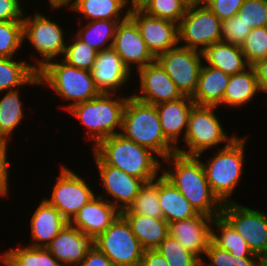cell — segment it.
<instances>
[{"label":"cell","instance_id":"cell-55","mask_svg":"<svg viewBox=\"0 0 267 266\" xmlns=\"http://www.w3.org/2000/svg\"><path fill=\"white\" fill-rule=\"evenodd\" d=\"M202 266H208V264L204 263V261H202Z\"/></svg>","mask_w":267,"mask_h":266},{"label":"cell","instance_id":"cell-45","mask_svg":"<svg viewBox=\"0 0 267 266\" xmlns=\"http://www.w3.org/2000/svg\"><path fill=\"white\" fill-rule=\"evenodd\" d=\"M20 0H0V22H23Z\"/></svg>","mask_w":267,"mask_h":266},{"label":"cell","instance_id":"cell-30","mask_svg":"<svg viewBox=\"0 0 267 266\" xmlns=\"http://www.w3.org/2000/svg\"><path fill=\"white\" fill-rule=\"evenodd\" d=\"M125 0H74L70 10L80 13V16L94 20L123 21L129 16V11L120 15L125 8ZM82 14V15H81Z\"/></svg>","mask_w":267,"mask_h":266},{"label":"cell","instance_id":"cell-27","mask_svg":"<svg viewBox=\"0 0 267 266\" xmlns=\"http://www.w3.org/2000/svg\"><path fill=\"white\" fill-rule=\"evenodd\" d=\"M259 92L257 75L253 65L229 78V83L223 95L222 105L236 108L250 102Z\"/></svg>","mask_w":267,"mask_h":266},{"label":"cell","instance_id":"cell-13","mask_svg":"<svg viewBox=\"0 0 267 266\" xmlns=\"http://www.w3.org/2000/svg\"><path fill=\"white\" fill-rule=\"evenodd\" d=\"M95 194L87 182L69 168L61 167L50 199L44 198L70 222Z\"/></svg>","mask_w":267,"mask_h":266},{"label":"cell","instance_id":"cell-23","mask_svg":"<svg viewBox=\"0 0 267 266\" xmlns=\"http://www.w3.org/2000/svg\"><path fill=\"white\" fill-rule=\"evenodd\" d=\"M69 222L44 198L31 217L32 247H44L59 234Z\"/></svg>","mask_w":267,"mask_h":266},{"label":"cell","instance_id":"cell-32","mask_svg":"<svg viewBox=\"0 0 267 266\" xmlns=\"http://www.w3.org/2000/svg\"><path fill=\"white\" fill-rule=\"evenodd\" d=\"M121 21L94 20L88 21L79 29L76 36L87 43L96 52L112 48L115 31ZM111 40V42L109 41ZM109 43L108 45L106 43Z\"/></svg>","mask_w":267,"mask_h":266},{"label":"cell","instance_id":"cell-6","mask_svg":"<svg viewBox=\"0 0 267 266\" xmlns=\"http://www.w3.org/2000/svg\"><path fill=\"white\" fill-rule=\"evenodd\" d=\"M246 138H234L217 149L214 157L203 163L205 174L214 195L222 204L234 202L230 198L243 172Z\"/></svg>","mask_w":267,"mask_h":266},{"label":"cell","instance_id":"cell-9","mask_svg":"<svg viewBox=\"0 0 267 266\" xmlns=\"http://www.w3.org/2000/svg\"><path fill=\"white\" fill-rule=\"evenodd\" d=\"M221 31L222 21L204 3L202 6L201 3L189 4L178 23V43L183 42L182 47L203 52L220 41Z\"/></svg>","mask_w":267,"mask_h":266},{"label":"cell","instance_id":"cell-34","mask_svg":"<svg viewBox=\"0 0 267 266\" xmlns=\"http://www.w3.org/2000/svg\"><path fill=\"white\" fill-rule=\"evenodd\" d=\"M121 214H139L164 219L158 199V177L145 182L141 186L137 197Z\"/></svg>","mask_w":267,"mask_h":266},{"label":"cell","instance_id":"cell-37","mask_svg":"<svg viewBox=\"0 0 267 266\" xmlns=\"http://www.w3.org/2000/svg\"><path fill=\"white\" fill-rule=\"evenodd\" d=\"M71 43L66 45L62 60L79 69L92 71L97 52L77 36Z\"/></svg>","mask_w":267,"mask_h":266},{"label":"cell","instance_id":"cell-31","mask_svg":"<svg viewBox=\"0 0 267 266\" xmlns=\"http://www.w3.org/2000/svg\"><path fill=\"white\" fill-rule=\"evenodd\" d=\"M212 242L235 257H259L250 250L245 239L239 235L234 228L222 217H215L212 224ZM219 230V235L213 227Z\"/></svg>","mask_w":267,"mask_h":266},{"label":"cell","instance_id":"cell-24","mask_svg":"<svg viewBox=\"0 0 267 266\" xmlns=\"http://www.w3.org/2000/svg\"><path fill=\"white\" fill-rule=\"evenodd\" d=\"M230 75L209 65H202L196 90L191 97L195 105L218 107L222 105L223 95Z\"/></svg>","mask_w":267,"mask_h":266},{"label":"cell","instance_id":"cell-17","mask_svg":"<svg viewBox=\"0 0 267 266\" xmlns=\"http://www.w3.org/2000/svg\"><path fill=\"white\" fill-rule=\"evenodd\" d=\"M138 73L141 94H133L136 99L157 105L183 97L157 60L139 69Z\"/></svg>","mask_w":267,"mask_h":266},{"label":"cell","instance_id":"cell-54","mask_svg":"<svg viewBox=\"0 0 267 266\" xmlns=\"http://www.w3.org/2000/svg\"><path fill=\"white\" fill-rule=\"evenodd\" d=\"M188 4H197V3H203L204 0H185Z\"/></svg>","mask_w":267,"mask_h":266},{"label":"cell","instance_id":"cell-5","mask_svg":"<svg viewBox=\"0 0 267 266\" xmlns=\"http://www.w3.org/2000/svg\"><path fill=\"white\" fill-rule=\"evenodd\" d=\"M38 74L40 85H48L62 99L72 100V103L65 106L66 110L101 93L94 83L91 71L71 66L62 59L60 62H48Z\"/></svg>","mask_w":267,"mask_h":266},{"label":"cell","instance_id":"cell-7","mask_svg":"<svg viewBox=\"0 0 267 266\" xmlns=\"http://www.w3.org/2000/svg\"><path fill=\"white\" fill-rule=\"evenodd\" d=\"M213 106L194 105L188 118V126L183 141L188 150L176 147V153L201 157V154L221 143L229 144L236 136L226 135Z\"/></svg>","mask_w":267,"mask_h":266},{"label":"cell","instance_id":"cell-43","mask_svg":"<svg viewBox=\"0 0 267 266\" xmlns=\"http://www.w3.org/2000/svg\"><path fill=\"white\" fill-rule=\"evenodd\" d=\"M251 30V27L243 19L235 15L222 21L220 42L241 46Z\"/></svg>","mask_w":267,"mask_h":266},{"label":"cell","instance_id":"cell-15","mask_svg":"<svg viewBox=\"0 0 267 266\" xmlns=\"http://www.w3.org/2000/svg\"><path fill=\"white\" fill-rule=\"evenodd\" d=\"M112 49L130 72L133 64H136L138 71L156 60L142 39L136 23L129 16L118 23Z\"/></svg>","mask_w":267,"mask_h":266},{"label":"cell","instance_id":"cell-12","mask_svg":"<svg viewBox=\"0 0 267 266\" xmlns=\"http://www.w3.org/2000/svg\"><path fill=\"white\" fill-rule=\"evenodd\" d=\"M23 37L28 39L36 52L43 57L36 66L38 72L48 62L63 56L66 48L63 29L49 18L36 12L34 17L23 16Z\"/></svg>","mask_w":267,"mask_h":266},{"label":"cell","instance_id":"cell-48","mask_svg":"<svg viewBox=\"0 0 267 266\" xmlns=\"http://www.w3.org/2000/svg\"><path fill=\"white\" fill-rule=\"evenodd\" d=\"M140 266H169L165 257L157 249H146Z\"/></svg>","mask_w":267,"mask_h":266},{"label":"cell","instance_id":"cell-46","mask_svg":"<svg viewBox=\"0 0 267 266\" xmlns=\"http://www.w3.org/2000/svg\"><path fill=\"white\" fill-rule=\"evenodd\" d=\"M7 143L0 141V196H6L9 192V161L7 160Z\"/></svg>","mask_w":267,"mask_h":266},{"label":"cell","instance_id":"cell-25","mask_svg":"<svg viewBox=\"0 0 267 266\" xmlns=\"http://www.w3.org/2000/svg\"><path fill=\"white\" fill-rule=\"evenodd\" d=\"M158 199L163 218L168 223L193 218L199 214L183 194L162 174L158 177Z\"/></svg>","mask_w":267,"mask_h":266},{"label":"cell","instance_id":"cell-38","mask_svg":"<svg viewBox=\"0 0 267 266\" xmlns=\"http://www.w3.org/2000/svg\"><path fill=\"white\" fill-rule=\"evenodd\" d=\"M185 0H150L142 9L147 14L179 23L188 8Z\"/></svg>","mask_w":267,"mask_h":266},{"label":"cell","instance_id":"cell-39","mask_svg":"<svg viewBox=\"0 0 267 266\" xmlns=\"http://www.w3.org/2000/svg\"><path fill=\"white\" fill-rule=\"evenodd\" d=\"M22 42L23 22H0V58L14 57Z\"/></svg>","mask_w":267,"mask_h":266},{"label":"cell","instance_id":"cell-19","mask_svg":"<svg viewBox=\"0 0 267 266\" xmlns=\"http://www.w3.org/2000/svg\"><path fill=\"white\" fill-rule=\"evenodd\" d=\"M121 212L102 196H94L69 222L94 240L103 233Z\"/></svg>","mask_w":267,"mask_h":266},{"label":"cell","instance_id":"cell-21","mask_svg":"<svg viewBox=\"0 0 267 266\" xmlns=\"http://www.w3.org/2000/svg\"><path fill=\"white\" fill-rule=\"evenodd\" d=\"M94 83L101 93H115L131 76L119 55L112 49L97 52L92 69Z\"/></svg>","mask_w":267,"mask_h":266},{"label":"cell","instance_id":"cell-35","mask_svg":"<svg viewBox=\"0 0 267 266\" xmlns=\"http://www.w3.org/2000/svg\"><path fill=\"white\" fill-rule=\"evenodd\" d=\"M3 256L13 266H64L44 247H18L5 251Z\"/></svg>","mask_w":267,"mask_h":266},{"label":"cell","instance_id":"cell-16","mask_svg":"<svg viewBox=\"0 0 267 266\" xmlns=\"http://www.w3.org/2000/svg\"><path fill=\"white\" fill-rule=\"evenodd\" d=\"M94 156L106 195L114 198V201L109 199V202L120 212L126 210L137 197L145 182L118 168L107 165L95 152Z\"/></svg>","mask_w":267,"mask_h":266},{"label":"cell","instance_id":"cell-8","mask_svg":"<svg viewBox=\"0 0 267 266\" xmlns=\"http://www.w3.org/2000/svg\"><path fill=\"white\" fill-rule=\"evenodd\" d=\"M93 245L116 266H140L145 251L121 213L93 240Z\"/></svg>","mask_w":267,"mask_h":266},{"label":"cell","instance_id":"cell-52","mask_svg":"<svg viewBox=\"0 0 267 266\" xmlns=\"http://www.w3.org/2000/svg\"><path fill=\"white\" fill-rule=\"evenodd\" d=\"M255 266H267V256H259Z\"/></svg>","mask_w":267,"mask_h":266},{"label":"cell","instance_id":"cell-47","mask_svg":"<svg viewBox=\"0 0 267 266\" xmlns=\"http://www.w3.org/2000/svg\"><path fill=\"white\" fill-rule=\"evenodd\" d=\"M79 266H116L109 258L94 245L87 251L85 258Z\"/></svg>","mask_w":267,"mask_h":266},{"label":"cell","instance_id":"cell-53","mask_svg":"<svg viewBox=\"0 0 267 266\" xmlns=\"http://www.w3.org/2000/svg\"><path fill=\"white\" fill-rule=\"evenodd\" d=\"M0 261H1V264L3 263L4 265L3 266H13L7 258H5V256L3 255H0ZM2 266V265H1Z\"/></svg>","mask_w":267,"mask_h":266},{"label":"cell","instance_id":"cell-41","mask_svg":"<svg viewBox=\"0 0 267 266\" xmlns=\"http://www.w3.org/2000/svg\"><path fill=\"white\" fill-rule=\"evenodd\" d=\"M237 15L251 29L267 26V2L265 0H244Z\"/></svg>","mask_w":267,"mask_h":266},{"label":"cell","instance_id":"cell-44","mask_svg":"<svg viewBox=\"0 0 267 266\" xmlns=\"http://www.w3.org/2000/svg\"><path fill=\"white\" fill-rule=\"evenodd\" d=\"M203 3L223 21L237 15L244 0H204Z\"/></svg>","mask_w":267,"mask_h":266},{"label":"cell","instance_id":"cell-22","mask_svg":"<svg viewBox=\"0 0 267 266\" xmlns=\"http://www.w3.org/2000/svg\"><path fill=\"white\" fill-rule=\"evenodd\" d=\"M194 105V101L188 96L156 105L163 135L175 148L183 130L182 138L185 137L189 114Z\"/></svg>","mask_w":267,"mask_h":266},{"label":"cell","instance_id":"cell-36","mask_svg":"<svg viewBox=\"0 0 267 266\" xmlns=\"http://www.w3.org/2000/svg\"><path fill=\"white\" fill-rule=\"evenodd\" d=\"M156 249L165 257L169 266H202V261L196 255L170 235Z\"/></svg>","mask_w":267,"mask_h":266},{"label":"cell","instance_id":"cell-29","mask_svg":"<svg viewBox=\"0 0 267 266\" xmlns=\"http://www.w3.org/2000/svg\"><path fill=\"white\" fill-rule=\"evenodd\" d=\"M27 84L40 85L36 65L15 61L13 57L0 58V93Z\"/></svg>","mask_w":267,"mask_h":266},{"label":"cell","instance_id":"cell-40","mask_svg":"<svg viewBox=\"0 0 267 266\" xmlns=\"http://www.w3.org/2000/svg\"><path fill=\"white\" fill-rule=\"evenodd\" d=\"M240 48L249 65L267 58V26L252 29Z\"/></svg>","mask_w":267,"mask_h":266},{"label":"cell","instance_id":"cell-3","mask_svg":"<svg viewBox=\"0 0 267 266\" xmlns=\"http://www.w3.org/2000/svg\"><path fill=\"white\" fill-rule=\"evenodd\" d=\"M92 150L107 165L118 168L144 182L159 177V170L162 168V162L152 155L153 151L136 144L120 133L101 140Z\"/></svg>","mask_w":267,"mask_h":266},{"label":"cell","instance_id":"cell-1","mask_svg":"<svg viewBox=\"0 0 267 266\" xmlns=\"http://www.w3.org/2000/svg\"><path fill=\"white\" fill-rule=\"evenodd\" d=\"M163 161L169 165L173 163L174 168L164 170L162 175L183 194L198 213L213 218L221 216L223 204L212 192L199 157L174 153Z\"/></svg>","mask_w":267,"mask_h":266},{"label":"cell","instance_id":"cell-10","mask_svg":"<svg viewBox=\"0 0 267 266\" xmlns=\"http://www.w3.org/2000/svg\"><path fill=\"white\" fill-rule=\"evenodd\" d=\"M221 216L246 240L257 256H267V215L264 212L239 205L225 203Z\"/></svg>","mask_w":267,"mask_h":266},{"label":"cell","instance_id":"cell-2","mask_svg":"<svg viewBox=\"0 0 267 266\" xmlns=\"http://www.w3.org/2000/svg\"><path fill=\"white\" fill-rule=\"evenodd\" d=\"M120 134L166 159L176 148L163 135L156 105L129 96L124 108Z\"/></svg>","mask_w":267,"mask_h":266},{"label":"cell","instance_id":"cell-50","mask_svg":"<svg viewBox=\"0 0 267 266\" xmlns=\"http://www.w3.org/2000/svg\"><path fill=\"white\" fill-rule=\"evenodd\" d=\"M126 5L131 4L127 9L129 12L134 9H143L150 0H125Z\"/></svg>","mask_w":267,"mask_h":266},{"label":"cell","instance_id":"cell-33","mask_svg":"<svg viewBox=\"0 0 267 266\" xmlns=\"http://www.w3.org/2000/svg\"><path fill=\"white\" fill-rule=\"evenodd\" d=\"M18 89L8 90L0 99V141L7 143L24 117Z\"/></svg>","mask_w":267,"mask_h":266},{"label":"cell","instance_id":"cell-28","mask_svg":"<svg viewBox=\"0 0 267 266\" xmlns=\"http://www.w3.org/2000/svg\"><path fill=\"white\" fill-rule=\"evenodd\" d=\"M122 215L145 250L156 249L169 235V223L164 219L139 214Z\"/></svg>","mask_w":267,"mask_h":266},{"label":"cell","instance_id":"cell-11","mask_svg":"<svg viewBox=\"0 0 267 266\" xmlns=\"http://www.w3.org/2000/svg\"><path fill=\"white\" fill-rule=\"evenodd\" d=\"M156 60L183 96L192 97L203 65L202 52L181 45L159 54Z\"/></svg>","mask_w":267,"mask_h":266},{"label":"cell","instance_id":"cell-20","mask_svg":"<svg viewBox=\"0 0 267 266\" xmlns=\"http://www.w3.org/2000/svg\"><path fill=\"white\" fill-rule=\"evenodd\" d=\"M92 245L91 238L68 223L46 246V249L62 265L79 266Z\"/></svg>","mask_w":267,"mask_h":266},{"label":"cell","instance_id":"cell-49","mask_svg":"<svg viewBox=\"0 0 267 266\" xmlns=\"http://www.w3.org/2000/svg\"><path fill=\"white\" fill-rule=\"evenodd\" d=\"M253 67L256 71L259 91L267 93V58L258 60Z\"/></svg>","mask_w":267,"mask_h":266},{"label":"cell","instance_id":"cell-51","mask_svg":"<svg viewBox=\"0 0 267 266\" xmlns=\"http://www.w3.org/2000/svg\"><path fill=\"white\" fill-rule=\"evenodd\" d=\"M50 2V6L52 9L60 8L61 6L71 7L73 5L74 0H48Z\"/></svg>","mask_w":267,"mask_h":266},{"label":"cell","instance_id":"cell-18","mask_svg":"<svg viewBox=\"0 0 267 266\" xmlns=\"http://www.w3.org/2000/svg\"><path fill=\"white\" fill-rule=\"evenodd\" d=\"M214 218L203 213L185 220L169 223V235L179 241L188 251L201 261L212 240Z\"/></svg>","mask_w":267,"mask_h":266},{"label":"cell","instance_id":"cell-26","mask_svg":"<svg viewBox=\"0 0 267 266\" xmlns=\"http://www.w3.org/2000/svg\"><path fill=\"white\" fill-rule=\"evenodd\" d=\"M203 61L228 75H233L246 69V62L242 49L238 45L227 42H216L203 52Z\"/></svg>","mask_w":267,"mask_h":266},{"label":"cell","instance_id":"cell-4","mask_svg":"<svg viewBox=\"0 0 267 266\" xmlns=\"http://www.w3.org/2000/svg\"><path fill=\"white\" fill-rule=\"evenodd\" d=\"M113 93H100L97 97L75 104L67 111L87 128L94 147L103 139L116 135L121 129L128 97L113 98ZM114 99V100H113Z\"/></svg>","mask_w":267,"mask_h":266},{"label":"cell","instance_id":"cell-42","mask_svg":"<svg viewBox=\"0 0 267 266\" xmlns=\"http://www.w3.org/2000/svg\"><path fill=\"white\" fill-rule=\"evenodd\" d=\"M209 266H255L259 257H235L229 251L216 246L212 241L206 250Z\"/></svg>","mask_w":267,"mask_h":266},{"label":"cell","instance_id":"cell-14","mask_svg":"<svg viewBox=\"0 0 267 266\" xmlns=\"http://www.w3.org/2000/svg\"><path fill=\"white\" fill-rule=\"evenodd\" d=\"M129 17L136 23L142 39L155 57L179 44L177 23L151 16L142 9L130 11Z\"/></svg>","mask_w":267,"mask_h":266}]
</instances>
